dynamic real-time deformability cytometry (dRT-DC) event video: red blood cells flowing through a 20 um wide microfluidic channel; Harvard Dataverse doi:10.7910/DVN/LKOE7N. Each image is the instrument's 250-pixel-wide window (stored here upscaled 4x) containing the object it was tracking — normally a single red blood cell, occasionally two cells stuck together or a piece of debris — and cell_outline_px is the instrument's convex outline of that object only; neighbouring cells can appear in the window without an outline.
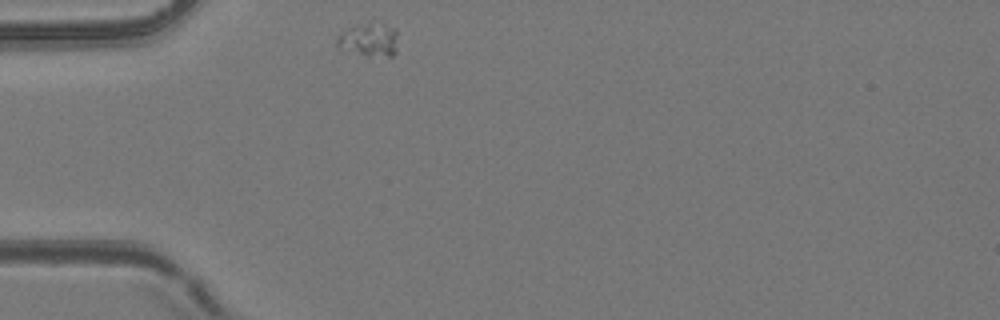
{"species": "common noctule bat (a hibernating species)", "species_latin": "Nyctalus noctula", "temperature_condition": "room temperature", "stored_images_in_passage": 32, "camera_frame_rate_fps": 3000, "um_per_image_px": 0.085, "animal": {"sex": "female", "body_mass_g": 24.6, "forearm_length_mm": 56.2}, "frame": {"image": 1, "passage_image": 1, "time_ms": 0.0, "image_size_px": [1000, 320], "cell_outline_px": [[396, 52], [392, 56], [368, 56], [340, 48], [336, 44], [336, 36], [352, 28], [368, 24], [384, 24], [396, 28]], "centroid_in_image_um": [31.4, 3.41], "position_along_channel_um": 53.6, "area_um2": 11.39}}